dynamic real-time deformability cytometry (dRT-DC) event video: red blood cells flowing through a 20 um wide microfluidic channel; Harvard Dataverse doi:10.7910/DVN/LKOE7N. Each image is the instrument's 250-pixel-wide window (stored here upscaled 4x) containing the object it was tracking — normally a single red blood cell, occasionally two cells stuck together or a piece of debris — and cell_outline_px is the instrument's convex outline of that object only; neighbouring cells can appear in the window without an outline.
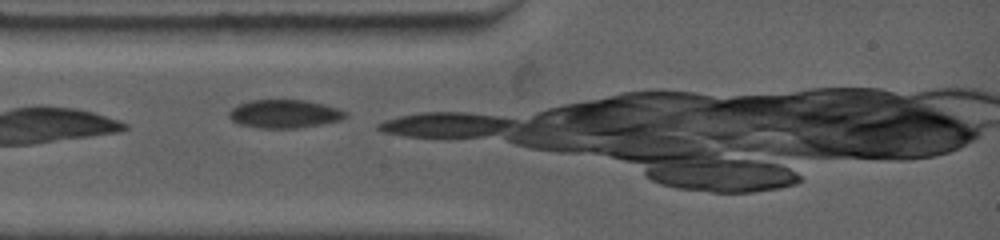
{"species": "common noctule bat (a hibernating species)", "species_latin": "Nyctalus noctula", "temperature_condition": "warm", "stored_images_in_passage": 3, "camera_frame_rate_fps": 4500, "um_per_image_px": 0.085, "animal": {"sex": "female", "body_mass_g": 19.0, "forearm_length_mm": 53.3}, "frame": {"image": 1, "passage_image": 1, "time_ms": 0.0, "image_size_px": [1000, 240], "cell_outline_px": [[348, 116], [340, 120], [320, 124], [296, 128], [260, 128], [236, 124], [228, 116], [228, 112], [232, 108], [240, 104], [252, 100], [304, 100], [324, 104], [348, 112]], "centroid_in_image_um": [24.16, 9.68], "position_along_channel_um": 60.8, "area_um2": 19.19}}